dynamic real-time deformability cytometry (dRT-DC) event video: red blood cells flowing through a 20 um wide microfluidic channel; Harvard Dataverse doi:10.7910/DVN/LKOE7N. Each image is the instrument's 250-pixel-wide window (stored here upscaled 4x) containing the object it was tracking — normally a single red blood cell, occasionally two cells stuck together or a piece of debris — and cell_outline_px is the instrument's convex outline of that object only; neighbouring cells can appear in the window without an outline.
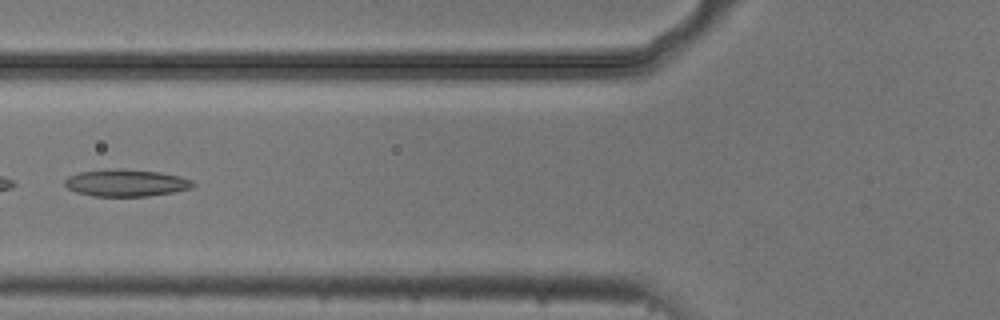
{"species": "common noctule bat (a hibernating species)", "species_latin": "Nyctalus noctula", "temperature_condition": "cold", "stored_images_in_passage": 6, "camera_frame_rate_fps": 3000, "um_per_image_px": 0.085, "animal": {"sex": "male", "body_mass_g": 20.5, "forearm_length_mm": 52.5}, "frame": {"image": 1, "passage_image": 5, "time_ms": 1.333, "image_size_px": [1000, 320], "cell_outline_px": [[196, 184], [192, 188], [172, 192], [148, 196], [92, 196], [76, 192], [68, 188], [64, 184], [64, 180], [68, 176], [80, 172], [108, 168], [116, 168], [160, 172], [180, 176], [192, 180]], "centroid_in_image_um": [10.71, 15.54], "position_along_channel_um": 115.1, "area_um2": 20.35}}
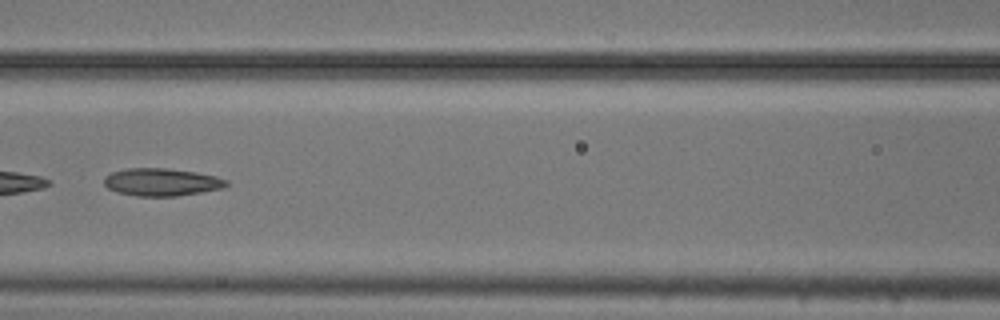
{"frame": {"image": 2, "passage_image": 6, "time_ms": 1.667, "image_size_px": [1000, 320], "cell_outline_px": [[228, 184], [224, 188], [176, 196], [136, 196], [116, 192], [108, 188], [104, 184], [104, 176], [112, 172], [128, 168], [168, 168], [196, 172], [216, 176], [228, 180]], "centroid_in_image_um": [13.73, 15.47], "position_along_channel_um": 152.9, "area_um2": 19.77}}